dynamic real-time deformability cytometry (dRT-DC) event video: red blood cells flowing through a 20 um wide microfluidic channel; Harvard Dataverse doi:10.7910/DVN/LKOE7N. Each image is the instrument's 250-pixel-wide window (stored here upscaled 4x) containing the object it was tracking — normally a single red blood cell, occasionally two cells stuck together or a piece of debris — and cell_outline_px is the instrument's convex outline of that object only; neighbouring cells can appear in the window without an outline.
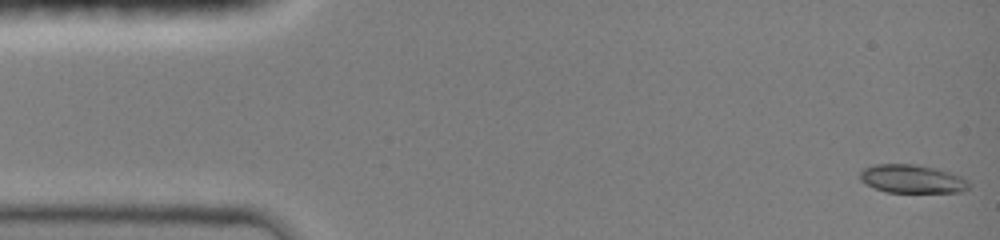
{"species": "common noctule bat (a hibernating species)", "species_latin": "Nyctalus noctula", "temperature_condition": "room temperature", "stored_images_in_passage": 16, "camera_frame_rate_fps": 3000, "um_per_image_px": 0.085, "animal": {"sex": "female", "body_mass_g": 19.0, "forearm_length_mm": 51.5}, "frame": {"image": 1, "passage_image": 1, "time_ms": 0.0, "image_size_px": [1000, 240], "cell_outline_px": [[972, 184], [968, 188], [960, 192], [884, 192], [860, 180], [860, 172], [864, 168], [876, 164], [916, 164], [936, 168], [960, 176], [968, 180]], "centroid_in_image_um": [77.55, 15.2], "position_along_channel_um": 7.5, "area_um2": 17.98}}
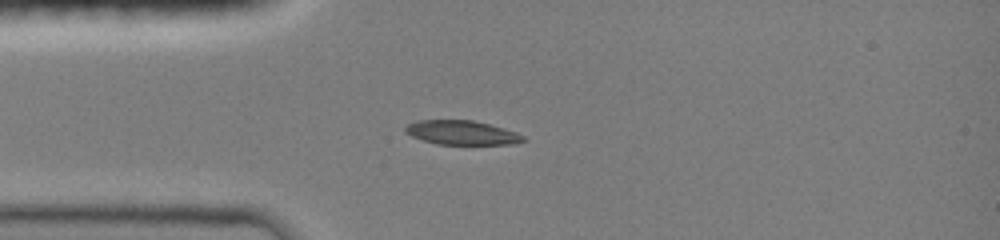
{"frame": {"image": 2, "passage_image": 12, "time_ms": 3.667, "image_size_px": [1000, 240], "cell_outline_px": [[528, 140], [516, 144], [436, 144], [412, 136], [404, 132], [404, 128], [408, 124], [416, 120], [472, 120], [504, 128], [516, 132], [524, 136]], "centroid_in_image_um": [39.27, 11.27], "position_along_channel_um": 45.7, "area_um2": 16.65}}